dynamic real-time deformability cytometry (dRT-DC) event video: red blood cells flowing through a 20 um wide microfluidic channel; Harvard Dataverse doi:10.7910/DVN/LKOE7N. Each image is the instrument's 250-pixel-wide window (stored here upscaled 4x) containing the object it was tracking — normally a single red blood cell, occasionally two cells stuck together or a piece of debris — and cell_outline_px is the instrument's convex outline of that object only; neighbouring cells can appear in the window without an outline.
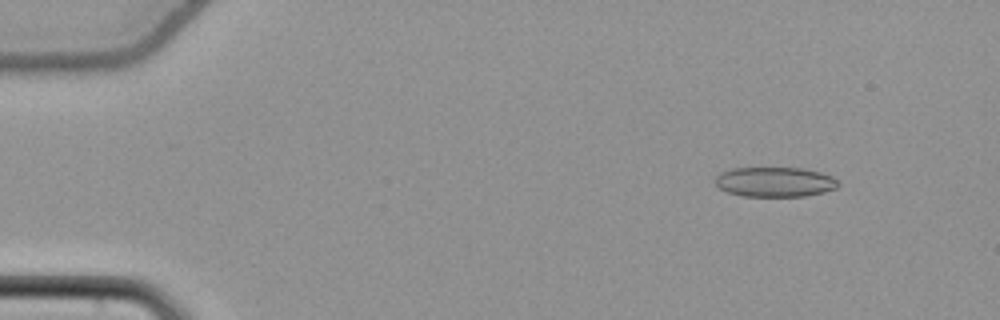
{"species": "common noctule bat (a hibernating species)", "species_latin": "Nyctalus noctula", "temperature_condition": "cold", "stored_images_in_passage": 55, "camera_frame_rate_fps": 3000, "um_per_image_px": 0.085, "animal": {"sex": "female", "body_mass_g": 22.7, "forearm_length_mm": 54.2}, "frame": {"image": 1, "passage_image": 7, "time_ms": 2.0, "image_size_px": [1000, 320], "cell_outline_px": [[840, 184], [836, 188], [824, 192], [804, 196], [744, 196], [728, 192], [720, 188], [712, 180], [720, 172], [732, 168], [804, 168], [820, 172], [832, 176]], "centroid_in_image_um": [65.85, 15.46], "position_along_channel_um": 19.2, "area_um2": 21.44}}
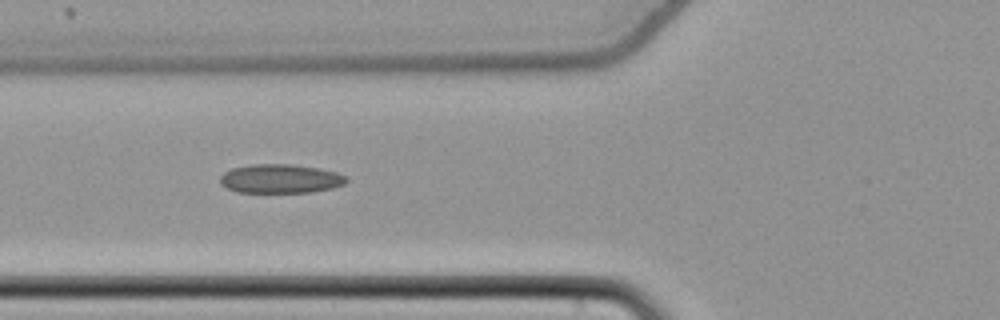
{"frame": {"image": 2, "passage_image": 22, "time_ms": 7.0, "image_size_px": [1000, 320], "cell_outline_px": [[348, 180], [344, 184], [332, 188], [312, 192], [236, 192], [220, 184], [220, 176], [224, 172], [232, 168], [252, 164], [292, 164], [320, 168], [336, 172], [348, 176]], "centroid_in_image_um": [23.85, 15.18], "position_along_channel_um": 101.9, "area_um2": 21.44}}
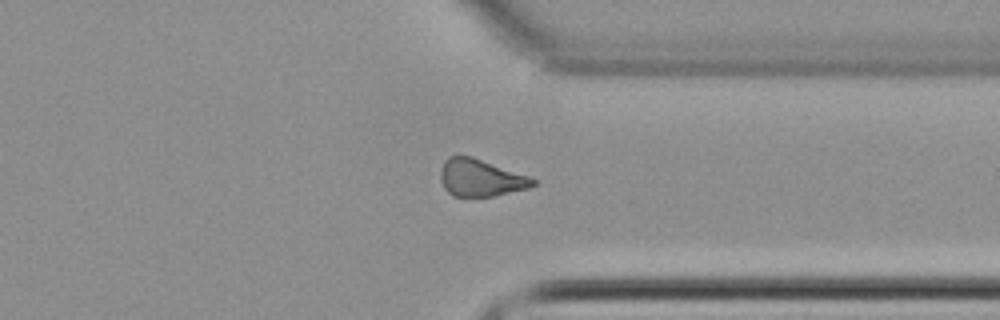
{"frame": {"image": 3, "passage_image": 43, "time_ms": 14.0, "image_size_px": [1000, 320], "cell_outline_px": [[536, 184], [528, 188], [492, 196], [452, 196], [444, 188], [440, 180], [440, 172], [444, 160], [448, 156], [472, 156], [528, 176], [536, 180]], "centroid_in_image_um": [40.81, 15.11], "position_along_channel_um": 370.6, "area_um2": 19.88}, "authors_computed_cell_mechanics": {"area_um2": 20.8658, "velocity_mm_per_s": 3.8375, "shape_relaxation_time_tau1_ms": null, "shape_relaxation_time_tau2_ms": 5.1741, "deformation_change_tau1": null, "deformation_change_tau2": 0.1314}}